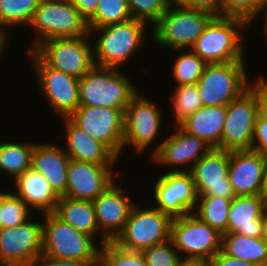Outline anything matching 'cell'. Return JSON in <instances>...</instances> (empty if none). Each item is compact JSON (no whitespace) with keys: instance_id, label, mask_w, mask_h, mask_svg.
Here are the masks:
<instances>
[{"instance_id":"cell-12","label":"cell","mask_w":267,"mask_h":266,"mask_svg":"<svg viewBox=\"0 0 267 266\" xmlns=\"http://www.w3.org/2000/svg\"><path fill=\"white\" fill-rule=\"evenodd\" d=\"M44 99L58 117H69L79 106V79L49 67L34 51H26Z\"/></svg>"},{"instance_id":"cell-21","label":"cell","mask_w":267,"mask_h":266,"mask_svg":"<svg viewBox=\"0 0 267 266\" xmlns=\"http://www.w3.org/2000/svg\"><path fill=\"white\" fill-rule=\"evenodd\" d=\"M64 131V151L72 160L97 165H116L118 159L103 143L76 126L68 117L59 118Z\"/></svg>"},{"instance_id":"cell-41","label":"cell","mask_w":267,"mask_h":266,"mask_svg":"<svg viewBox=\"0 0 267 266\" xmlns=\"http://www.w3.org/2000/svg\"><path fill=\"white\" fill-rule=\"evenodd\" d=\"M251 150L267 159V120L259 116L254 126Z\"/></svg>"},{"instance_id":"cell-23","label":"cell","mask_w":267,"mask_h":266,"mask_svg":"<svg viewBox=\"0 0 267 266\" xmlns=\"http://www.w3.org/2000/svg\"><path fill=\"white\" fill-rule=\"evenodd\" d=\"M69 163L70 158L64 151V146L49 142L35 143L31 168L48 180L59 197L65 195Z\"/></svg>"},{"instance_id":"cell-37","label":"cell","mask_w":267,"mask_h":266,"mask_svg":"<svg viewBox=\"0 0 267 266\" xmlns=\"http://www.w3.org/2000/svg\"><path fill=\"white\" fill-rule=\"evenodd\" d=\"M174 0H127L132 19L140 20L153 27Z\"/></svg>"},{"instance_id":"cell-24","label":"cell","mask_w":267,"mask_h":266,"mask_svg":"<svg viewBox=\"0 0 267 266\" xmlns=\"http://www.w3.org/2000/svg\"><path fill=\"white\" fill-rule=\"evenodd\" d=\"M12 192L36 214L54 212L60 197L48 180L32 168L24 171L12 182ZM39 212V213H38Z\"/></svg>"},{"instance_id":"cell-26","label":"cell","mask_w":267,"mask_h":266,"mask_svg":"<svg viewBox=\"0 0 267 266\" xmlns=\"http://www.w3.org/2000/svg\"><path fill=\"white\" fill-rule=\"evenodd\" d=\"M225 117L226 106H202L179 126L188 134L202 139L212 148L221 149Z\"/></svg>"},{"instance_id":"cell-3","label":"cell","mask_w":267,"mask_h":266,"mask_svg":"<svg viewBox=\"0 0 267 266\" xmlns=\"http://www.w3.org/2000/svg\"><path fill=\"white\" fill-rule=\"evenodd\" d=\"M129 74L121 69L94 66L79 79L80 106L125 108L139 92Z\"/></svg>"},{"instance_id":"cell-42","label":"cell","mask_w":267,"mask_h":266,"mask_svg":"<svg viewBox=\"0 0 267 266\" xmlns=\"http://www.w3.org/2000/svg\"><path fill=\"white\" fill-rule=\"evenodd\" d=\"M174 1L188 8L207 11L211 13L213 16H220L219 0H174Z\"/></svg>"},{"instance_id":"cell-28","label":"cell","mask_w":267,"mask_h":266,"mask_svg":"<svg viewBox=\"0 0 267 266\" xmlns=\"http://www.w3.org/2000/svg\"><path fill=\"white\" fill-rule=\"evenodd\" d=\"M221 250L237 259L267 266V243L262 238L225 233L222 235Z\"/></svg>"},{"instance_id":"cell-51","label":"cell","mask_w":267,"mask_h":266,"mask_svg":"<svg viewBox=\"0 0 267 266\" xmlns=\"http://www.w3.org/2000/svg\"><path fill=\"white\" fill-rule=\"evenodd\" d=\"M2 228V188L0 190V229Z\"/></svg>"},{"instance_id":"cell-14","label":"cell","mask_w":267,"mask_h":266,"mask_svg":"<svg viewBox=\"0 0 267 266\" xmlns=\"http://www.w3.org/2000/svg\"><path fill=\"white\" fill-rule=\"evenodd\" d=\"M0 229V266H35L42 255L41 220Z\"/></svg>"},{"instance_id":"cell-30","label":"cell","mask_w":267,"mask_h":266,"mask_svg":"<svg viewBox=\"0 0 267 266\" xmlns=\"http://www.w3.org/2000/svg\"><path fill=\"white\" fill-rule=\"evenodd\" d=\"M40 1L0 0V28L9 35H11L9 30L11 28L13 30L15 27L27 26L28 29Z\"/></svg>"},{"instance_id":"cell-16","label":"cell","mask_w":267,"mask_h":266,"mask_svg":"<svg viewBox=\"0 0 267 266\" xmlns=\"http://www.w3.org/2000/svg\"><path fill=\"white\" fill-rule=\"evenodd\" d=\"M165 173L153 182V202L158 210L172 218L193 213L198 200L192 174L190 172Z\"/></svg>"},{"instance_id":"cell-34","label":"cell","mask_w":267,"mask_h":266,"mask_svg":"<svg viewBox=\"0 0 267 266\" xmlns=\"http://www.w3.org/2000/svg\"><path fill=\"white\" fill-rule=\"evenodd\" d=\"M130 19L127 0H99L96 13L87 22L89 28H100Z\"/></svg>"},{"instance_id":"cell-2","label":"cell","mask_w":267,"mask_h":266,"mask_svg":"<svg viewBox=\"0 0 267 266\" xmlns=\"http://www.w3.org/2000/svg\"><path fill=\"white\" fill-rule=\"evenodd\" d=\"M248 28L242 18L214 16L190 49L206 63L246 61L242 34Z\"/></svg>"},{"instance_id":"cell-33","label":"cell","mask_w":267,"mask_h":266,"mask_svg":"<svg viewBox=\"0 0 267 266\" xmlns=\"http://www.w3.org/2000/svg\"><path fill=\"white\" fill-rule=\"evenodd\" d=\"M174 88L170 95L171 110L173 109L171 115H173L174 126H179L203 104L196 84L180 85Z\"/></svg>"},{"instance_id":"cell-19","label":"cell","mask_w":267,"mask_h":266,"mask_svg":"<svg viewBox=\"0 0 267 266\" xmlns=\"http://www.w3.org/2000/svg\"><path fill=\"white\" fill-rule=\"evenodd\" d=\"M116 181L115 178V181L93 201L100 233L109 242H113L122 232L136 204L134 198L128 194L130 192H127L124 186L118 185Z\"/></svg>"},{"instance_id":"cell-47","label":"cell","mask_w":267,"mask_h":266,"mask_svg":"<svg viewBox=\"0 0 267 266\" xmlns=\"http://www.w3.org/2000/svg\"><path fill=\"white\" fill-rule=\"evenodd\" d=\"M9 38H11L10 35L0 28V59L2 58L1 56L6 53V48L10 42Z\"/></svg>"},{"instance_id":"cell-15","label":"cell","mask_w":267,"mask_h":266,"mask_svg":"<svg viewBox=\"0 0 267 266\" xmlns=\"http://www.w3.org/2000/svg\"><path fill=\"white\" fill-rule=\"evenodd\" d=\"M258 117L254 93L248 88L226 106L221 149L251 150L254 126Z\"/></svg>"},{"instance_id":"cell-25","label":"cell","mask_w":267,"mask_h":266,"mask_svg":"<svg viewBox=\"0 0 267 266\" xmlns=\"http://www.w3.org/2000/svg\"><path fill=\"white\" fill-rule=\"evenodd\" d=\"M265 208L259 195L235 196L229 208L227 233L261 238Z\"/></svg>"},{"instance_id":"cell-44","label":"cell","mask_w":267,"mask_h":266,"mask_svg":"<svg viewBox=\"0 0 267 266\" xmlns=\"http://www.w3.org/2000/svg\"><path fill=\"white\" fill-rule=\"evenodd\" d=\"M210 266H258L254 263L229 256L222 250L210 259Z\"/></svg>"},{"instance_id":"cell-48","label":"cell","mask_w":267,"mask_h":266,"mask_svg":"<svg viewBox=\"0 0 267 266\" xmlns=\"http://www.w3.org/2000/svg\"><path fill=\"white\" fill-rule=\"evenodd\" d=\"M259 197L263 200L264 205L267 207V171H264L263 179L259 190Z\"/></svg>"},{"instance_id":"cell-29","label":"cell","mask_w":267,"mask_h":266,"mask_svg":"<svg viewBox=\"0 0 267 266\" xmlns=\"http://www.w3.org/2000/svg\"><path fill=\"white\" fill-rule=\"evenodd\" d=\"M36 141L15 142L0 140V174L12 177L13 182L24 171L31 168L32 152ZM2 171V172H1Z\"/></svg>"},{"instance_id":"cell-20","label":"cell","mask_w":267,"mask_h":266,"mask_svg":"<svg viewBox=\"0 0 267 266\" xmlns=\"http://www.w3.org/2000/svg\"><path fill=\"white\" fill-rule=\"evenodd\" d=\"M114 167V168H113ZM117 165H97L70 159L65 195L69 199L94 201L115 180Z\"/></svg>"},{"instance_id":"cell-43","label":"cell","mask_w":267,"mask_h":266,"mask_svg":"<svg viewBox=\"0 0 267 266\" xmlns=\"http://www.w3.org/2000/svg\"><path fill=\"white\" fill-rule=\"evenodd\" d=\"M98 261H74L59 260L45 255H41L35 263V266H97Z\"/></svg>"},{"instance_id":"cell-9","label":"cell","mask_w":267,"mask_h":266,"mask_svg":"<svg viewBox=\"0 0 267 266\" xmlns=\"http://www.w3.org/2000/svg\"><path fill=\"white\" fill-rule=\"evenodd\" d=\"M245 61L207 63L196 85L203 106H227L248 89Z\"/></svg>"},{"instance_id":"cell-6","label":"cell","mask_w":267,"mask_h":266,"mask_svg":"<svg viewBox=\"0 0 267 266\" xmlns=\"http://www.w3.org/2000/svg\"><path fill=\"white\" fill-rule=\"evenodd\" d=\"M35 32L33 51L41 42L52 38L89 35L87 20L69 0H41L28 26Z\"/></svg>"},{"instance_id":"cell-52","label":"cell","mask_w":267,"mask_h":266,"mask_svg":"<svg viewBox=\"0 0 267 266\" xmlns=\"http://www.w3.org/2000/svg\"><path fill=\"white\" fill-rule=\"evenodd\" d=\"M265 170L267 171V159H265Z\"/></svg>"},{"instance_id":"cell-17","label":"cell","mask_w":267,"mask_h":266,"mask_svg":"<svg viewBox=\"0 0 267 266\" xmlns=\"http://www.w3.org/2000/svg\"><path fill=\"white\" fill-rule=\"evenodd\" d=\"M172 129L173 132L162 139L160 148L149 158L152 163L163 168L165 166L169 173L190 172L193 165L212 147L180 126H173Z\"/></svg>"},{"instance_id":"cell-5","label":"cell","mask_w":267,"mask_h":266,"mask_svg":"<svg viewBox=\"0 0 267 266\" xmlns=\"http://www.w3.org/2000/svg\"><path fill=\"white\" fill-rule=\"evenodd\" d=\"M40 216L42 255L59 260L98 261L101 245L93 237L74 229L54 212Z\"/></svg>"},{"instance_id":"cell-46","label":"cell","mask_w":267,"mask_h":266,"mask_svg":"<svg viewBox=\"0 0 267 266\" xmlns=\"http://www.w3.org/2000/svg\"><path fill=\"white\" fill-rule=\"evenodd\" d=\"M263 13V14H261ZM264 17L263 20L264 21V24H263V32L265 31V34L264 35H267V0H262L261 2V7H260V10L258 12V15L257 17L249 24V26L251 27V25L253 26L254 22H256V20L258 19V16H261ZM264 15V16H263ZM267 38V36H266Z\"/></svg>"},{"instance_id":"cell-32","label":"cell","mask_w":267,"mask_h":266,"mask_svg":"<svg viewBox=\"0 0 267 266\" xmlns=\"http://www.w3.org/2000/svg\"><path fill=\"white\" fill-rule=\"evenodd\" d=\"M187 50V51H186ZM180 52L172 63V77L176 86L196 84L204 72L206 62L197 56L191 49H176Z\"/></svg>"},{"instance_id":"cell-22","label":"cell","mask_w":267,"mask_h":266,"mask_svg":"<svg viewBox=\"0 0 267 266\" xmlns=\"http://www.w3.org/2000/svg\"><path fill=\"white\" fill-rule=\"evenodd\" d=\"M265 159L254 150L230 152L228 177L236 196L258 195Z\"/></svg>"},{"instance_id":"cell-10","label":"cell","mask_w":267,"mask_h":266,"mask_svg":"<svg viewBox=\"0 0 267 266\" xmlns=\"http://www.w3.org/2000/svg\"><path fill=\"white\" fill-rule=\"evenodd\" d=\"M170 239L181 259L210 261L221 250L222 234L189 213L172 219Z\"/></svg>"},{"instance_id":"cell-4","label":"cell","mask_w":267,"mask_h":266,"mask_svg":"<svg viewBox=\"0 0 267 266\" xmlns=\"http://www.w3.org/2000/svg\"><path fill=\"white\" fill-rule=\"evenodd\" d=\"M140 90L130 101L124 111L123 151L133 148L136 153L147 151L151 157L162 144L160 132L163 128L164 110ZM160 137V139L158 137ZM158 138V144L154 145ZM154 143V144H153ZM154 146V147H153Z\"/></svg>"},{"instance_id":"cell-8","label":"cell","mask_w":267,"mask_h":266,"mask_svg":"<svg viewBox=\"0 0 267 266\" xmlns=\"http://www.w3.org/2000/svg\"><path fill=\"white\" fill-rule=\"evenodd\" d=\"M137 205L136 202L122 232L113 243L127 251L143 252L169 240L173 218L153 205L147 208Z\"/></svg>"},{"instance_id":"cell-45","label":"cell","mask_w":267,"mask_h":266,"mask_svg":"<svg viewBox=\"0 0 267 266\" xmlns=\"http://www.w3.org/2000/svg\"><path fill=\"white\" fill-rule=\"evenodd\" d=\"M88 21L95 13L99 0H69Z\"/></svg>"},{"instance_id":"cell-35","label":"cell","mask_w":267,"mask_h":266,"mask_svg":"<svg viewBox=\"0 0 267 266\" xmlns=\"http://www.w3.org/2000/svg\"><path fill=\"white\" fill-rule=\"evenodd\" d=\"M33 211L13 192L2 190V228L20 226L33 218Z\"/></svg>"},{"instance_id":"cell-40","label":"cell","mask_w":267,"mask_h":266,"mask_svg":"<svg viewBox=\"0 0 267 266\" xmlns=\"http://www.w3.org/2000/svg\"><path fill=\"white\" fill-rule=\"evenodd\" d=\"M248 88L255 95L258 116L267 120V77L265 78V74H258L256 79L250 80Z\"/></svg>"},{"instance_id":"cell-18","label":"cell","mask_w":267,"mask_h":266,"mask_svg":"<svg viewBox=\"0 0 267 266\" xmlns=\"http://www.w3.org/2000/svg\"><path fill=\"white\" fill-rule=\"evenodd\" d=\"M230 151L211 148L192 167L198 196H220L232 200L236 195L228 177Z\"/></svg>"},{"instance_id":"cell-27","label":"cell","mask_w":267,"mask_h":266,"mask_svg":"<svg viewBox=\"0 0 267 266\" xmlns=\"http://www.w3.org/2000/svg\"><path fill=\"white\" fill-rule=\"evenodd\" d=\"M54 213L79 232L85 233L93 237L95 240L100 239L99 244L101 246L109 242L100 233L93 201L74 200L67 197H60Z\"/></svg>"},{"instance_id":"cell-31","label":"cell","mask_w":267,"mask_h":266,"mask_svg":"<svg viewBox=\"0 0 267 266\" xmlns=\"http://www.w3.org/2000/svg\"><path fill=\"white\" fill-rule=\"evenodd\" d=\"M231 201L220 196H198L193 213L223 235L227 233Z\"/></svg>"},{"instance_id":"cell-7","label":"cell","mask_w":267,"mask_h":266,"mask_svg":"<svg viewBox=\"0 0 267 266\" xmlns=\"http://www.w3.org/2000/svg\"><path fill=\"white\" fill-rule=\"evenodd\" d=\"M213 17L207 11L188 8L173 1L150 34L161 48L190 49Z\"/></svg>"},{"instance_id":"cell-36","label":"cell","mask_w":267,"mask_h":266,"mask_svg":"<svg viewBox=\"0 0 267 266\" xmlns=\"http://www.w3.org/2000/svg\"><path fill=\"white\" fill-rule=\"evenodd\" d=\"M99 266H147L142 252L119 248L113 242L103 244L99 251Z\"/></svg>"},{"instance_id":"cell-13","label":"cell","mask_w":267,"mask_h":266,"mask_svg":"<svg viewBox=\"0 0 267 266\" xmlns=\"http://www.w3.org/2000/svg\"><path fill=\"white\" fill-rule=\"evenodd\" d=\"M76 126L103 143L118 159L123 153L124 111L79 106L69 117Z\"/></svg>"},{"instance_id":"cell-11","label":"cell","mask_w":267,"mask_h":266,"mask_svg":"<svg viewBox=\"0 0 267 266\" xmlns=\"http://www.w3.org/2000/svg\"><path fill=\"white\" fill-rule=\"evenodd\" d=\"M91 36L52 38L41 42L33 51L51 68L78 79L94 66Z\"/></svg>"},{"instance_id":"cell-49","label":"cell","mask_w":267,"mask_h":266,"mask_svg":"<svg viewBox=\"0 0 267 266\" xmlns=\"http://www.w3.org/2000/svg\"><path fill=\"white\" fill-rule=\"evenodd\" d=\"M178 266H210V262L205 260L182 259Z\"/></svg>"},{"instance_id":"cell-38","label":"cell","mask_w":267,"mask_h":266,"mask_svg":"<svg viewBox=\"0 0 267 266\" xmlns=\"http://www.w3.org/2000/svg\"><path fill=\"white\" fill-rule=\"evenodd\" d=\"M220 16L238 17L250 24L258 15L262 0H219Z\"/></svg>"},{"instance_id":"cell-1","label":"cell","mask_w":267,"mask_h":266,"mask_svg":"<svg viewBox=\"0 0 267 266\" xmlns=\"http://www.w3.org/2000/svg\"><path fill=\"white\" fill-rule=\"evenodd\" d=\"M147 28L152 30L145 22L135 19L89 28L91 40L95 39L92 41L95 66L123 70L147 41L145 36L151 32H147Z\"/></svg>"},{"instance_id":"cell-50","label":"cell","mask_w":267,"mask_h":266,"mask_svg":"<svg viewBox=\"0 0 267 266\" xmlns=\"http://www.w3.org/2000/svg\"><path fill=\"white\" fill-rule=\"evenodd\" d=\"M261 238L267 243V207L262 215V236Z\"/></svg>"},{"instance_id":"cell-39","label":"cell","mask_w":267,"mask_h":266,"mask_svg":"<svg viewBox=\"0 0 267 266\" xmlns=\"http://www.w3.org/2000/svg\"><path fill=\"white\" fill-rule=\"evenodd\" d=\"M147 266H178L182 260L171 239L144 250Z\"/></svg>"}]
</instances>
